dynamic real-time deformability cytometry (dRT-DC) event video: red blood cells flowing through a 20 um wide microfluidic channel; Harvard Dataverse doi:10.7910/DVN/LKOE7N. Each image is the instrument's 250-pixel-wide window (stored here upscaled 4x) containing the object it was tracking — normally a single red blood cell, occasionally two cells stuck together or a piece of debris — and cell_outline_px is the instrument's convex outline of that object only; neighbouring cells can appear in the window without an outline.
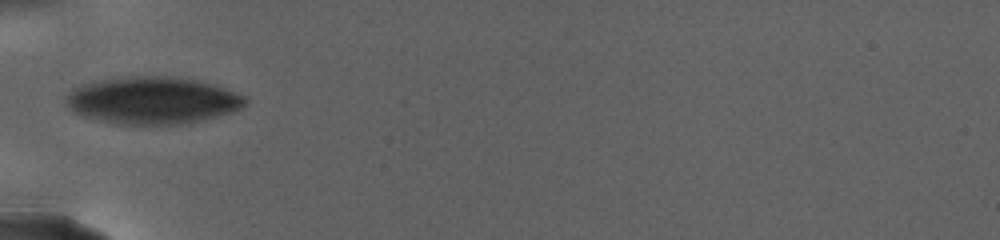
{"species": "human", "species_latin": "Homo sapiens", "temperature_condition": "warm", "stored_images_in_passage": 91, "camera_frame_rate_fps": 3000, "um_per_image_px": 0.085, "donor": {"sex": "female"}, "frame": {"image": 1, "passage_image": 1, "time_ms": 0.0, "image_size_px": [1000, 240], "cell_outline_px": [[244, 104], [240, 108], [232, 112], [204, 120], [180, 124], [116, 124], [84, 116], [76, 112], [68, 104], [68, 92], [84, 84], [100, 80], [132, 76], [160, 76], [192, 80], [208, 84], [244, 96]], "centroid_in_image_um": [12.94, 8.55], "position_along_channel_um": 72.1, "area_um2": 47.97}}
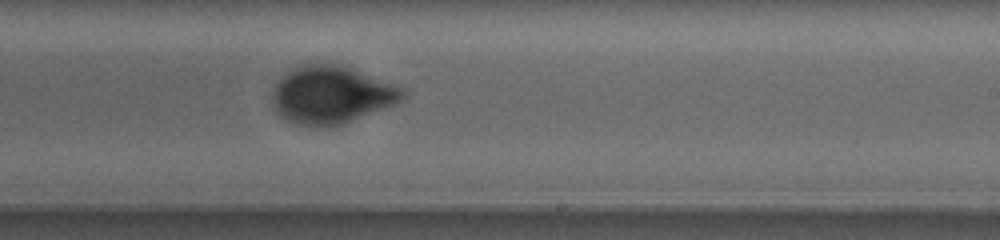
{"frame": {"image": 2, "passage_image": 40, "time_ms": 7.667, "image_size_px": [1000, 240], "cell_outline_px": [[408, 92], [400, 100], [392, 104], [340, 124], [296, 124], [284, 120], [276, 112], [272, 104], [272, 92], [276, 84], [292, 68], [300, 64], [324, 60], [340, 64], [404, 88]], "centroid_in_image_um": [28.11, 7.99], "position_along_channel_um": 260.9, "area_um2": 43.29}}
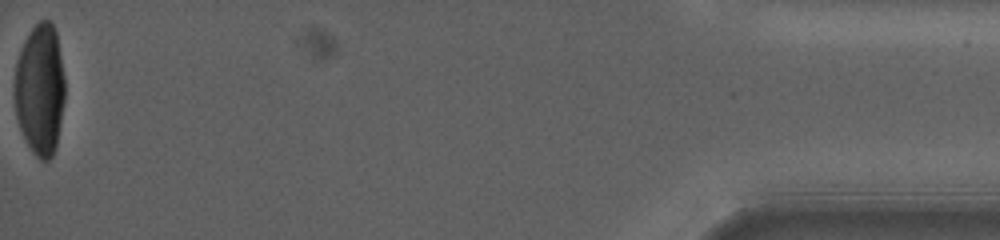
{"frame": {"image": 3, "passage_image": 90, "time_ms": 18.0, "image_size_px": [1000, 240], "cell_outline_px": [[64, 100], [56, 148], [52, 156], [48, 160], [40, 160], [32, 152], [20, 128], [16, 116], [16, 60], [24, 40], [32, 28], [40, 20], [48, 20], [52, 24], [56, 32], [64, 76]], "centroid_in_image_um": [3.41, 7.61], "position_along_channel_um": 431.8, "area_um2": 38.09}, "authors_computed_cell_mechanics": {"area_um2": 42.4252, "velocity_mm_per_s": 2.4882, "shape_relaxation_time_tau1_ms": 5.9104, "shape_relaxation_time_tau2_ms": null, "deformation_change_tau1": 0.1801, "deformation_change_tau2": null}}